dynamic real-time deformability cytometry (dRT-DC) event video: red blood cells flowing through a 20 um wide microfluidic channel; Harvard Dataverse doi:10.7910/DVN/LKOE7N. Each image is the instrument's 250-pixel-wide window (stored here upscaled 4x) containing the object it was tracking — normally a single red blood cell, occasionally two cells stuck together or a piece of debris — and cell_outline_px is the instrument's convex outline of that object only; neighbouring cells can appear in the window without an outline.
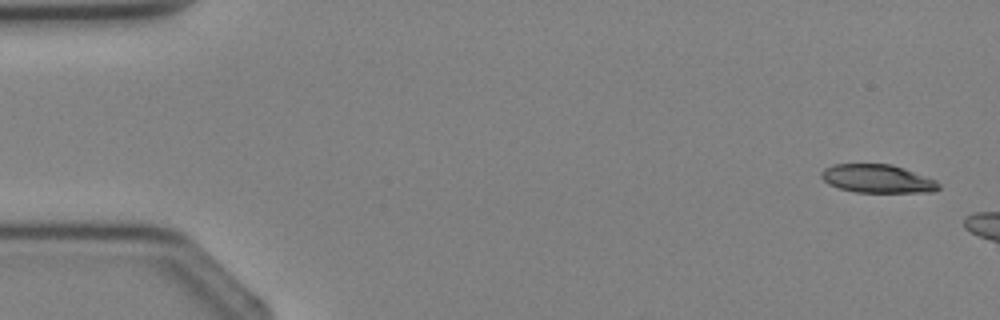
{"species": "Egyptian fruit bat (a non-hibernating species)", "species_latin": "Rousettus aegyptiacus", "temperature_condition": "cold", "stored_images_in_passage": 2, "camera_frame_rate_fps": 3000, "um_per_image_px": 0.085, "animal": {"sex": "female"}, "frame": {"image": 1, "passage_image": 1, "time_ms": 0.0, "image_size_px": [1000, 320], "cell_outline_px": [[940, 188], [932, 192], [856, 192], [840, 188], [828, 184], [820, 176], [820, 172], [824, 168], [832, 164], [892, 164], [904, 168], [936, 180], [940, 184]], "centroid_in_image_um": [74.57, 15.18], "position_along_channel_um": 10.4, "area_um2": 19.42}}